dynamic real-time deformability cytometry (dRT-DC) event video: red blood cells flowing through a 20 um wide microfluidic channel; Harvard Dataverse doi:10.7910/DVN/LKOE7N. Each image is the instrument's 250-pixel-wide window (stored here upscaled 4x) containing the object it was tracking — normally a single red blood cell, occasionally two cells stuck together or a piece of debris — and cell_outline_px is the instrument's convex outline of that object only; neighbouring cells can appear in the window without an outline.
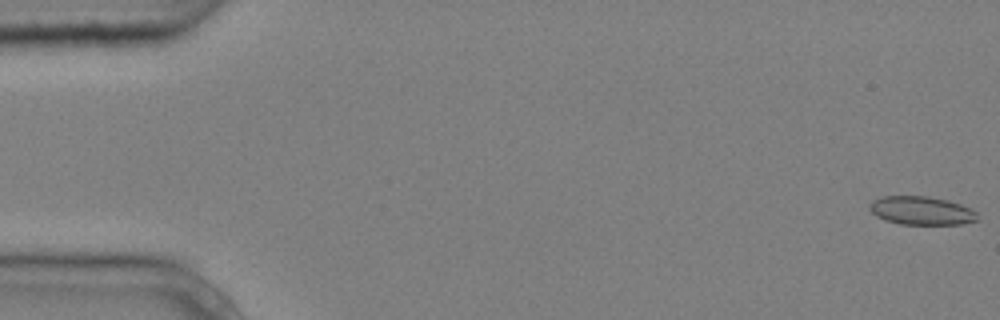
{"species": "common noctule bat (a hibernating species)", "species_latin": "Nyctalus noctula", "temperature_condition": "cold", "stored_images_in_passage": 6, "camera_frame_rate_fps": 3000, "um_per_image_px": 0.085, "animal": {"sex": "male", "body_mass_g": 20.4}, "frame": {"image": 1, "passage_image": 1, "time_ms": 0.0, "image_size_px": [1000, 320], "cell_outline_px": [[976, 220], [960, 224], [900, 224], [884, 220], [876, 216], [868, 208], [868, 204], [872, 200], [884, 196], [928, 196], [948, 200], [960, 204], [976, 212]], "centroid_in_image_um": [78.25, 17.89], "position_along_channel_um": 6.7, "area_um2": 17.8}}
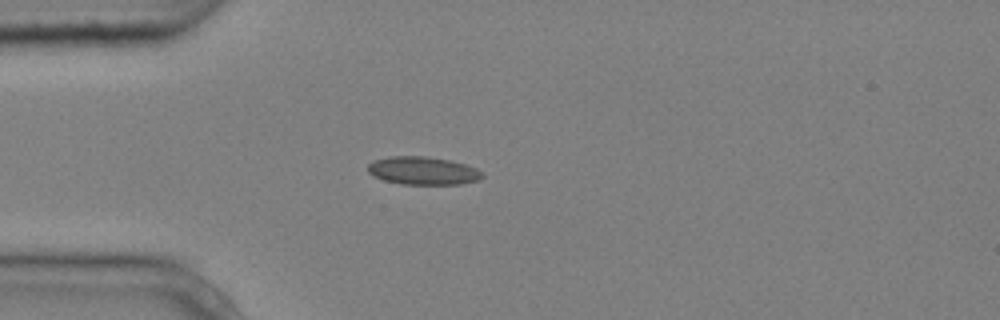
{"frame": {"image": 2, "passage_image": 5, "time_ms": 1.333, "image_size_px": [1000, 320], "cell_outline_px": [[484, 176], [480, 180], [460, 184], [400, 184], [384, 180], [372, 176], [368, 172], [368, 164], [372, 160], [388, 156], [424, 156], [452, 160], [476, 168], [484, 172]], "centroid_in_image_um": [35.95, 14.5], "position_along_channel_um": 49.1, "area_um2": 18.96}}